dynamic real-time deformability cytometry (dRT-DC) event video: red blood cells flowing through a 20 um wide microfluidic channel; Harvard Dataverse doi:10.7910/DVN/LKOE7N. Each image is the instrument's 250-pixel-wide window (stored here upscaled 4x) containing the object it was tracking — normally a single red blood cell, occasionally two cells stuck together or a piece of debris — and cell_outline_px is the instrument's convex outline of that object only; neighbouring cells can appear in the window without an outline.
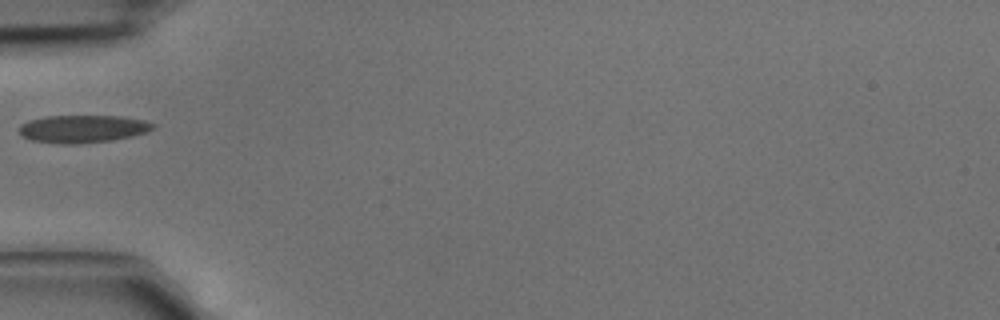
{"species": "common noctule bat (a hibernating species)", "species_latin": "Nyctalus noctula", "temperature_condition": "cold", "stored_images_in_passage": 2, "camera_frame_rate_fps": 3000, "um_per_image_px": 0.085, "animal": {"sex": "male", "body_mass_g": 15.6}, "frame": {"image": 1, "passage_image": 2, "time_ms": 0.333, "image_size_px": [1000, 320], "cell_outline_px": [[156, 124], [152, 128], [144, 132], [132, 136], [112, 140], [76, 144], [60, 144], [32, 140], [20, 136], [20, 124], [28, 120], [44, 116], [120, 116], [144, 120]], "centroid_in_image_um": [6.98, 10.95], "position_along_channel_um": 78.0, "area_um2": 21.56}}